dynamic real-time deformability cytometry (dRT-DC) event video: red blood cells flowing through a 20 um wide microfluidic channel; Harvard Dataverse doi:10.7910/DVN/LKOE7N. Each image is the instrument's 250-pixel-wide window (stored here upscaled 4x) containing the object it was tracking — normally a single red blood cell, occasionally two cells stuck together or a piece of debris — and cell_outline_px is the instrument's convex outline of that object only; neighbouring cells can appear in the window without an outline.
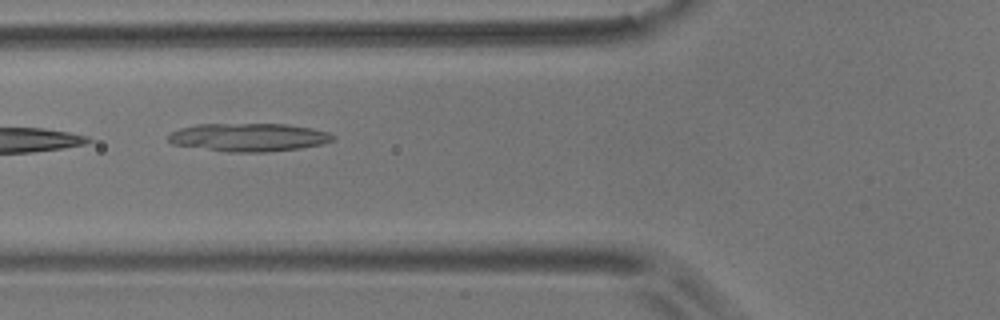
{"species": "common noctule bat (a hibernating species)", "species_latin": "Nyctalus noctula", "temperature_condition": "room temperature", "stored_images_in_passage": 8, "camera_frame_rate_fps": 3000, "um_per_image_px": 0.085, "animal": {"sex": "male", "body_mass_g": 17.9}, "frame": {"image": 1, "passage_image": 6, "time_ms": 5.667, "image_size_px": [1000, 320], "cell_outline_px": [[336, 140], [320, 144], [300, 148], [268, 152], [228, 152], [172, 144], [168, 140], [168, 136], [172, 132], [180, 128], [196, 124], [288, 124], [312, 128], [328, 132], [336, 136]], "centroid_in_image_um": [21.17, 11.67], "position_along_channel_um": 104.6, "area_um2": 27.11}}
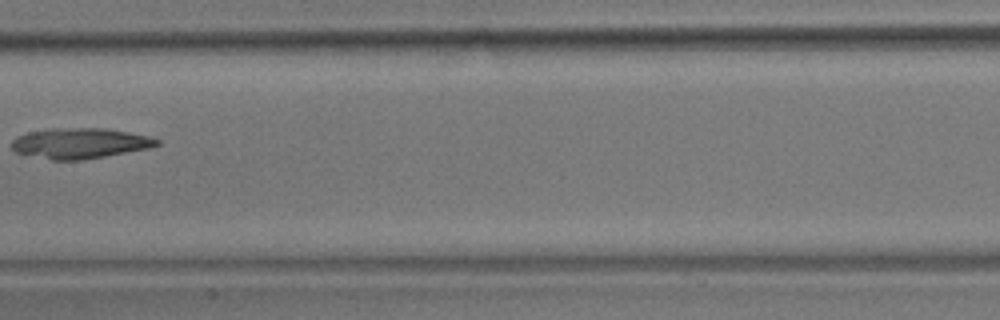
{"frame": {"image": 2, "passage_image": 8, "time_ms": 8.333, "image_size_px": [1000, 320], "cell_outline_px": [[160, 144], [148, 148], [104, 156], [80, 160], [52, 160], [16, 152], [12, 148], [12, 140], [16, 136], [28, 132], [52, 128], [108, 128], [152, 136], [160, 140]], "centroid_in_image_um": [6.81, 12.16], "position_along_channel_um": 200.6, "area_um2": 25.78}}